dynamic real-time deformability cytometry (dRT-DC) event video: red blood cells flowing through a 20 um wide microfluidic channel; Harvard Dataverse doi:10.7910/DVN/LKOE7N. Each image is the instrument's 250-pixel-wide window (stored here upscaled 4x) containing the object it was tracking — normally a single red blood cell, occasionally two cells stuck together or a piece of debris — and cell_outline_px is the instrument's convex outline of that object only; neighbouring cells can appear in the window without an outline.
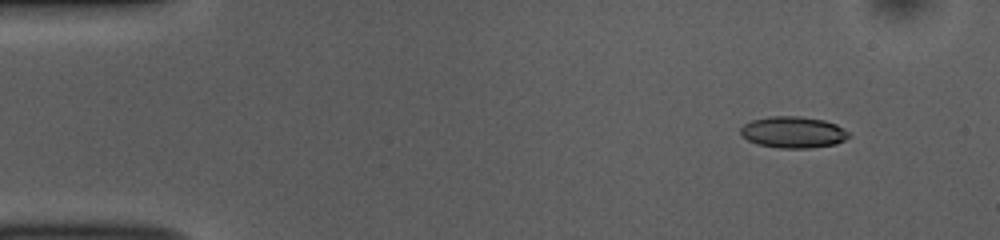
{"species": "common noctule bat (a hibernating species)", "species_latin": "Nyctalus noctula", "temperature_condition": "room temperature", "stored_images_in_passage": 50, "camera_frame_rate_fps": 3000, "um_per_image_px": 0.085, "animal": {"sex": "female", "body_mass_g": 10.0, "forearm_length_mm": 53.1}, "frame": {"image": 1, "passage_image": 4, "time_ms": 1.0, "image_size_px": [1000, 240], "cell_outline_px": [[848, 136], [844, 140], [836, 144], [812, 148], [776, 148], [756, 144], [740, 136], [740, 128], [744, 124], [752, 120], [768, 116], [800, 116], [824, 120], [836, 124], [848, 132]], "centroid_in_image_um": [67.37, 11.24], "position_along_channel_um": 17.6, "area_um2": 20.0}}
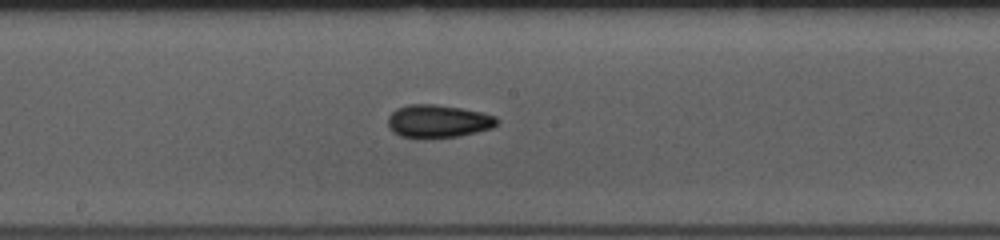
{"frame": {"image": 2, "passage_image": 26, "time_ms": 8.333, "image_size_px": [1000, 240], "cell_outline_px": [[500, 120], [492, 128], [460, 136], [400, 136], [392, 132], [388, 128], [388, 116], [396, 108], [408, 104], [436, 104], [484, 112], [496, 116]], "centroid_in_image_um": [37.25, 10.27], "position_along_channel_um": 210.9, "area_um2": 20.69}}
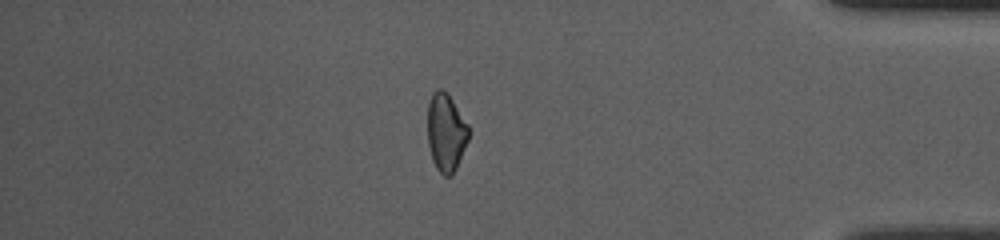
{"frame": {"image": 3, "passage_image": 43, "time_ms": 14.0, "image_size_px": [1000, 240], "cell_outline_px": [[468, 140], [456, 168], [452, 176], [444, 176], [436, 168], [432, 160], [428, 144], [428, 100], [432, 92], [436, 88], [440, 88], [448, 92], [468, 124]], "centroid_in_image_um": [37.89, 11.22], "position_along_channel_um": 397.3, "area_um2": 18.84}}